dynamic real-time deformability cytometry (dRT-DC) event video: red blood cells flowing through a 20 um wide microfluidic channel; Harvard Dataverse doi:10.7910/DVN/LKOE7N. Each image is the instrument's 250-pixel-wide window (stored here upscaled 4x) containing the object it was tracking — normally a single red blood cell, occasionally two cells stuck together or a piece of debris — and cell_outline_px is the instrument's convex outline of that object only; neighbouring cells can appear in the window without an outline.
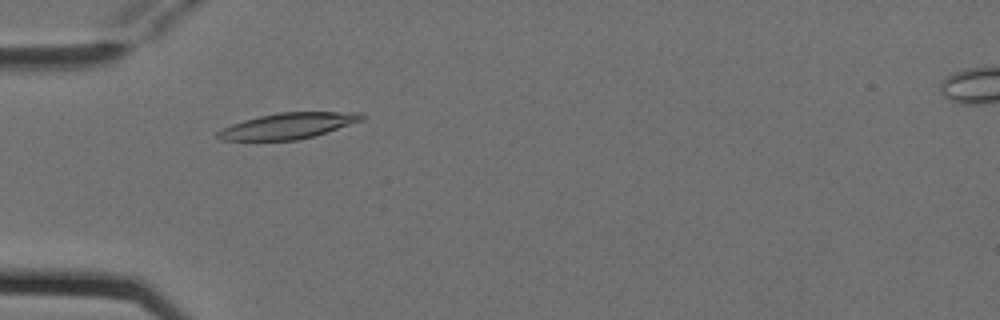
{"species": "Egyptian fruit bat (a non-hibernating species)", "species_latin": "Rousettus aegyptiacus", "temperature_condition": "cold", "stored_images_in_passage": 8, "camera_frame_rate_fps": 3000, "um_per_image_px": 0.085, "animal": {"sex": "female"}, "frame": {"image": 1, "passage_image": 4, "time_ms": 1.0, "image_size_px": [1000, 320], "cell_outline_px": [[368, 116], [364, 120], [312, 136], [296, 140], [220, 140], [216, 136], [216, 132], [220, 128], [244, 120], [260, 116], [280, 112], [364, 112]], "centroid_in_image_um": [24.5, 10.68], "position_along_channel_um": 60.5, "area_um2": 21.68}}
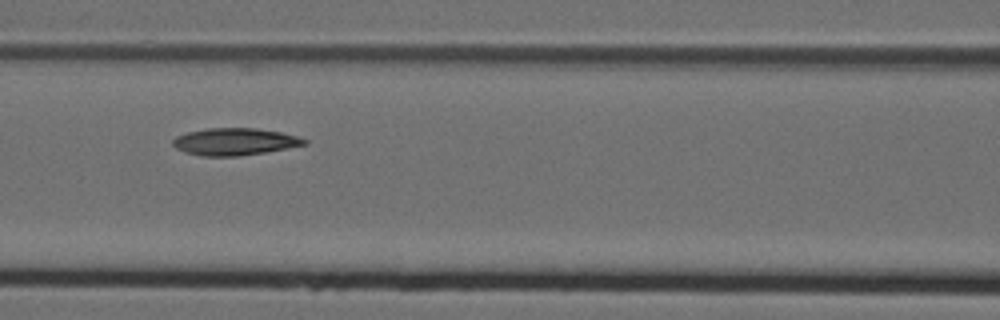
{"frame": {"image": 2, "passage_image": 6, "time_ms": 1.667, "image_size_px": [1000, 320], "cell_outline_px": [[308, 144], [288, 148], [264, 152], [236, 156], [200, 156], [184, 152], [176, 148], [172, 144], [172, 140], [176, 136], [188, 132], [208, 128], [256, 128], [280, 132], [296, 136], [308, 140]], "centroid_in_image_um": [19.93, 12.04], "position_along_channel_um": 146.7, "area_um2": 20.75}}
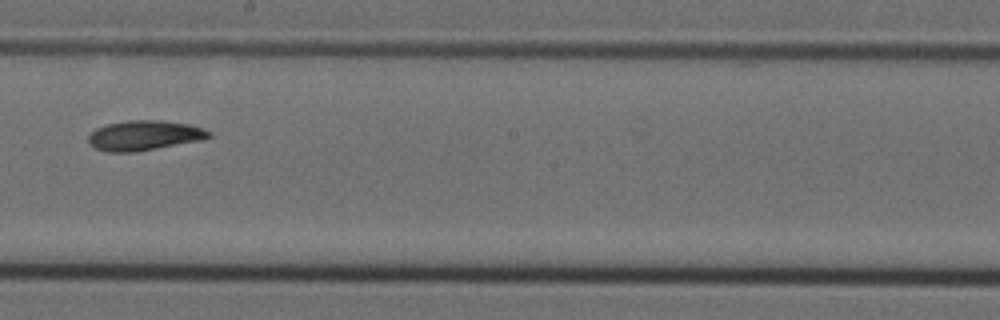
{"frame": {"image": 3, "passage_image": 8, "time_ms": 2.333, "image_size_px": [1000, 320], "cell_outline_px": [[212, 136], [204, 140], [136, 152], [108, 152], [96, 148], [88, 140], [88, 136], [96, 128], [108, 124], [128, 120], [160, 120], [188, 124], [212, 132]], "centroid_in_image_um": [12.3, 11.52], "position_along_channel_um": 235.9, "area_um2": 20.98}}